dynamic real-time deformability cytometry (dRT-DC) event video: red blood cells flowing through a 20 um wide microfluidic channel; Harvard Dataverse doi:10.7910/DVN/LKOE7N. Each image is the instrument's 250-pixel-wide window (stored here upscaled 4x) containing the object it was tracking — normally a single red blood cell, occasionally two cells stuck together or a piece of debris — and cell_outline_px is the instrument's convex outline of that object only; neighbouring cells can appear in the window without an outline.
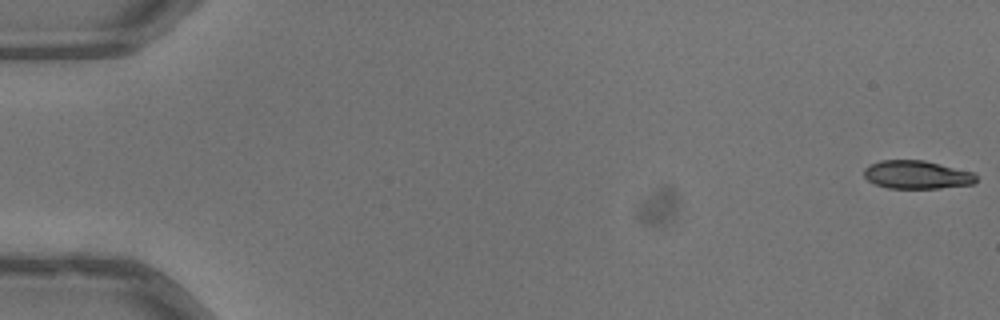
{"species": "common noctule bat (a hibernating species)", "species_latin": "Nyctalus noctula", "temperature_condition": "warm", "stored_images_in_passage": 52, "camera_frame_rate_fps": 3000, "um_per_image_px": 0.085, "animal": {"sex": "male", "body_mass_g": 13.3}, "frame": {"image": 1, "passage_image": 1, "time_ms": 0.0, "image_size_px": [1000, 320], "cell_outline_px": [[976, 180], [972, 184], [940, 188], [888, 188], [876, 184], [868, 180], [864, 176], [864, 168], [868, 164], [880, 160], [924, 160], [972, 172], [976, 176]], "centroid_in_image_um": [77.88, 14.84], "position_along_channel_um": 7.1, "area_um2": 18.38}}
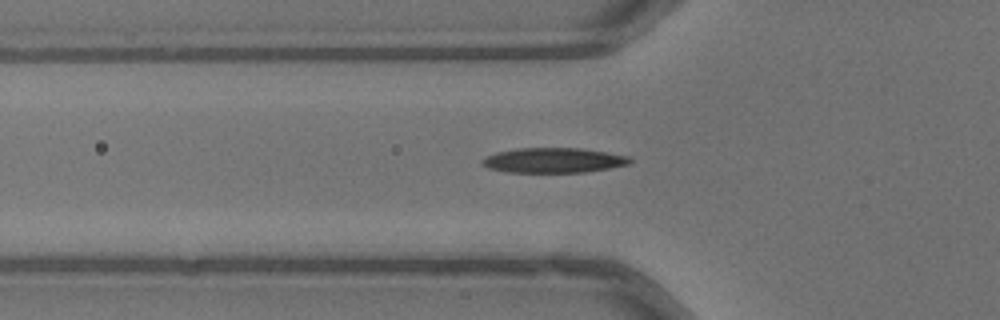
{"frame": {"image": 2, "passage_image": 19, "time_ms": 6.0, "image_size_px": [1000, 320], "cell_outline_px": [[632, 160], [628, 164], [608, 168], [584, 172], [508, 172], [488, 168], [480, 164], [480, 160], [496, 152], [516, 148], [580, 148], [628, 156]], "centroid_in_image_um": [46.99, 13.62], "position_along_channel_um": 78.8, "area_um2": 21.33}}
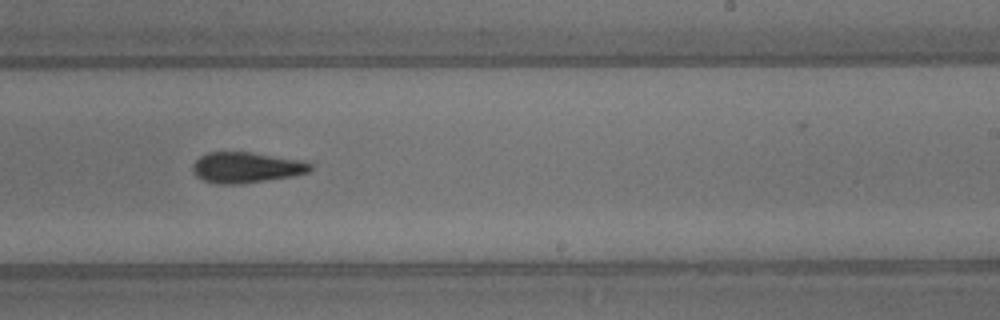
{"frame": {"image": 3, "passage_image": 33, "time_ms": 10.667, "image_size_px": [1000, 320], "cell_outline_px": [[312, 168], [308, 172], [292, 176], [236, 184], [220, 184], [204, 180], [196, 176], [192, 172], [192, 164], [200, 156], [208, 152], [252, 152], [304, 160], [312, 164]], "centroid_in_image_um": [20.93, 14.22], "position_along_channel_um": 268.1, "area_um2": 21.04}, "authors_computed_cell_mechanics": {"area_um2": 20.4034, "velocity_mm_per_s": 4.0447, "shape_relaxation_time_tau1_ms": 4.822, "shape_relaxation_time_tau2_ms": 11.2457, "deformation_change_tau1": 0.1728, "deformation_change_tau2": 0.2299}}